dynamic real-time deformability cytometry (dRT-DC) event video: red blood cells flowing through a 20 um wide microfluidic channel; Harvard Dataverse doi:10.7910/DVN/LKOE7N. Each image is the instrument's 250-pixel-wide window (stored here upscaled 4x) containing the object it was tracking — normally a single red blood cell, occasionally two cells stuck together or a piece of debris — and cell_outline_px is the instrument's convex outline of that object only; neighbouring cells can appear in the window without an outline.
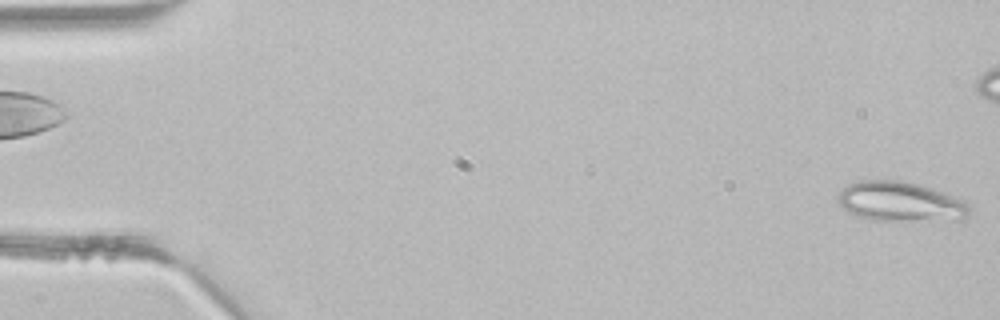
{"species": "common noctule bat (a hibernating species)", "species_latin": "Nyctalus noctula", "temperature_condition": "room temperature", "stored_images_in_passage": 4, "camera_frame_rate_fps": 3000, "um_per_image_px": 0.085, "animal": {"sex": "male", "body_mass_g": 21.5, "forearm_length_mm": 52.0}, "frame": {"image": 1, "passage_image": 4, "time_ms": 1.0, "image_size_px": [1000, 320], "cell_outline_px": [[972, 208], [964, 224], [872, 220], [848, 212], [836, 200], [836, 196], [848, 184], [860, 180], [900, 180], [932, 188], [944, 192], [964, 200]], "centroid_in_image_um": [76.69, 17.21], "position_along_channel_um": 8.3, "area_um2": 31.96}}